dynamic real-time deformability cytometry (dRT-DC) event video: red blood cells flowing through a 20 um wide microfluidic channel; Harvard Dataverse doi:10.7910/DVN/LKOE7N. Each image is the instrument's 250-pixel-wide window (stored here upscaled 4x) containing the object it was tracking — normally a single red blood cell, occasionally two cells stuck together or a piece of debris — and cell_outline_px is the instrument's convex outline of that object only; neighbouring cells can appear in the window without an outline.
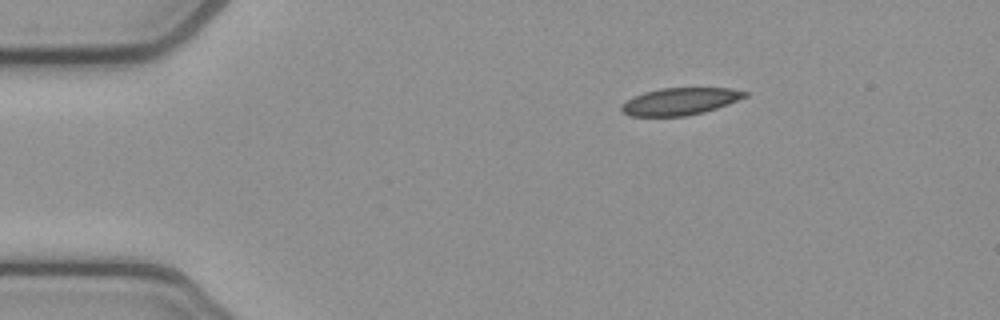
{"species": "common noctule bat (a hibernating species)", "species_latin": "Nyctalus noctula", "temperature_condition": "cold", "stored_images_in_passage": 4, "camera_frame_rate_fps": 3000, "um_per_image_px": 0.085, "animal": {"sex": "female", "body_mass_g": 21.9}, "frame": {"image": 1, "passage_image": 1, "time_ms": 0.0, "image_size_px": [1000, 320], "cell_outline_px": [[748, 96], [728, 104], [704, 112], [684, 116], [632, 116], [624, 112], [620, 108], [620, 104], [644, 92], [660, 88], [728, 88], [748, 92]], "centroid_in_image_um": [57.81, 8.61], "position_along_channel_um": 27.2, "area_um2": 19.36}}
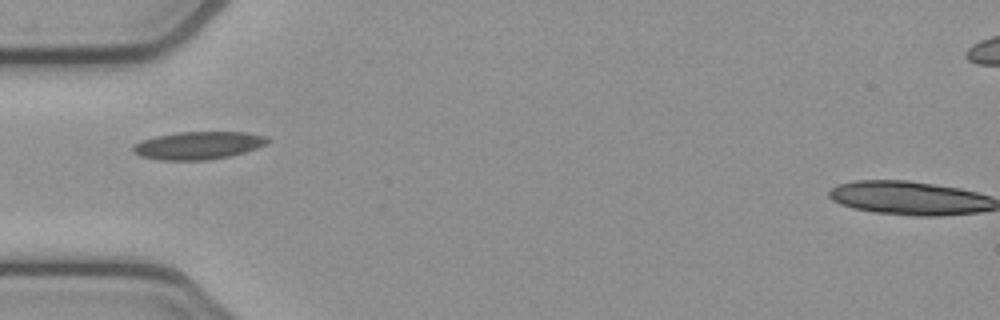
{"frame": {"image": 2, "passage_image": 3, "time_ms": 0.667, "image_size_px": [1000, 320], "cell_outline_px": [[272, 140], [256, 148], [244, 152], [228, 156], [208, 160], [160, 160], [140, 156], [132, 152], [132, 144], [140, 140], [156, 136], [176, 132], [248, 132], [268, 136]], "centroid_in_image_um": [16.82, 12.35], "position_along_channel_um": 68.2, "area_um2": 21.96}}
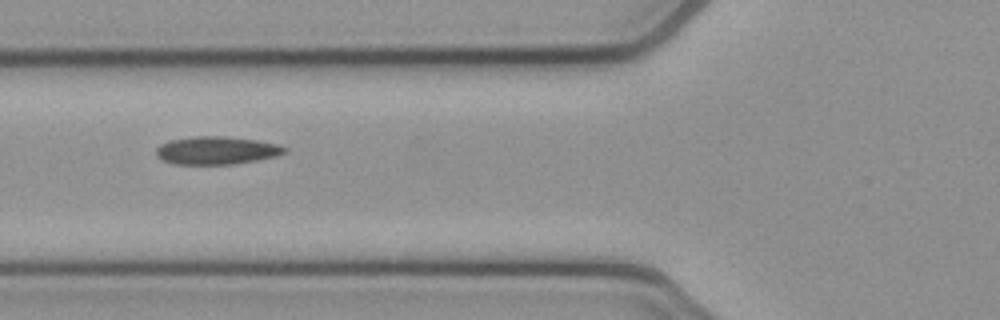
{"frame": {"image": 3, "passage_image": 4, "time_ms": 1.0, "image_size_px": [1000, 320], "cell_outline_px": [[288, 152], [276, 156], [256, 160], [232, 164], [176, 164], [164, 160], [156, 156], [156, 148], [160, 144], [168, 140], [192, 136], [224, 136], [256, 140], [280, 144], [288, 148]], "centroid_in_image_um": [18.42, 12.77], "position_along_channel_um": 107.4, "area_um2": 21.04}}